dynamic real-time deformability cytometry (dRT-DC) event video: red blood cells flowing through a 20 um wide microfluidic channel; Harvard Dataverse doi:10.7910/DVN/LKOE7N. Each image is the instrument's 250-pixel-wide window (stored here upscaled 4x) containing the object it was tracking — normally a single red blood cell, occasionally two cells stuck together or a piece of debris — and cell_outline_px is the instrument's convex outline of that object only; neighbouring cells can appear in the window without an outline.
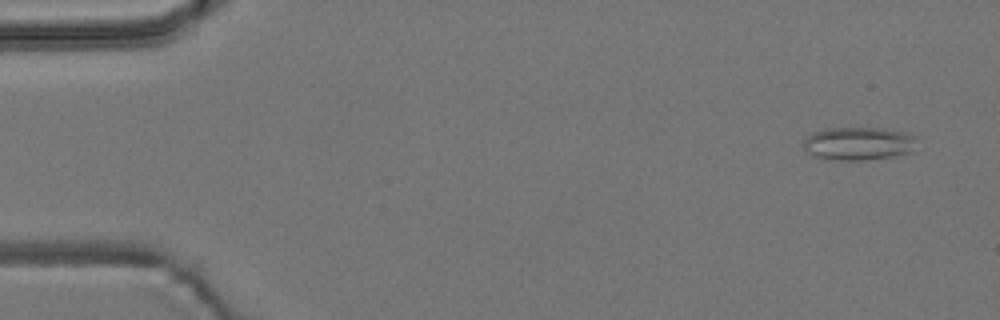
{"species": "common noctule bat (a hibernating species)", "species_latin": "Nyctalus noctula", "temperature_condition": "room temperature", "stored_images_in_passage": 4, "camera_frame_rate_fps": 3000, "um_per_image_px": 0.085, "animal": {"sex": "male", "body_mass_g": 19.2, "forearm_length_mm": 51.8}, "frame": {"image": 1, "passage_image": 1, "time_ms": 0.0, "image_size_px": [1000, 320], "cell_outline_px": [[916, 136], [912, 152], [892, 156], [864, 160], [828, 160], [816, 156], [808, 152], [804, 148], [804, 136], [812, 132], [824, 128], [884, 128]], "centroid_in_image_um": [72.91, 12.2], "position_along_channel_um": 12.1, "area_um2": 21.91}}